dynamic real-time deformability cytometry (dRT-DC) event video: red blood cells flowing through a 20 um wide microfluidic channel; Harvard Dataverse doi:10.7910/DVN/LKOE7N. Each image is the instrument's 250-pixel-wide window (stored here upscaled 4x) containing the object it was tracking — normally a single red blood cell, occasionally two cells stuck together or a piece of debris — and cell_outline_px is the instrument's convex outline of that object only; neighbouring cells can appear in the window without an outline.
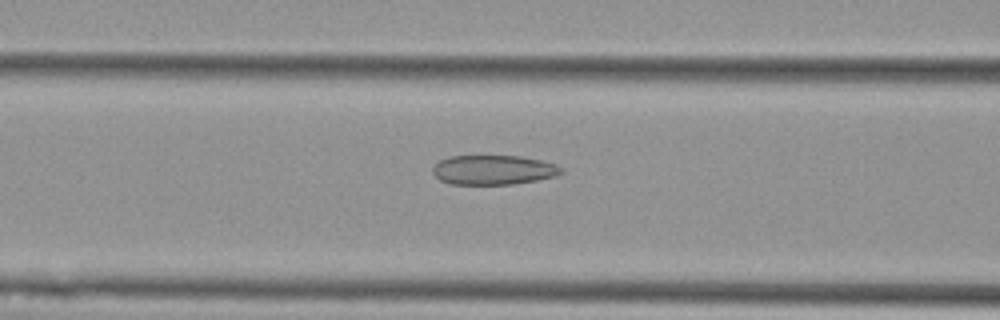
{"species": "Egyptian fruit bat (a non-hibernating species)", "species_latin": "Rousettus aegyptiacus", "temperature_condition": "cold", "stored_images_in_passage": 55, "camera_frame_rate_fps": 3000, "um_per_image_px": 0.085, "animal": {"sex": "female"}, "frame": {"image": 1, "passage_image": 22, "time_ms": 7.0, "image_size_px": [1000, 320], "cell_outline_px": [[564, 172], [556, 176], [536, 180], [512, 184], [452, 184], [440, 180], [432, 172], [432, 168], [440, 160], [452, 156], [520, 156], [540, 160], [556, 164], [564, 168]], "centroid_in_image_um": [41.97, 14.44], "position_along_channel_um": 124.6, "area_um2": 22.08}}
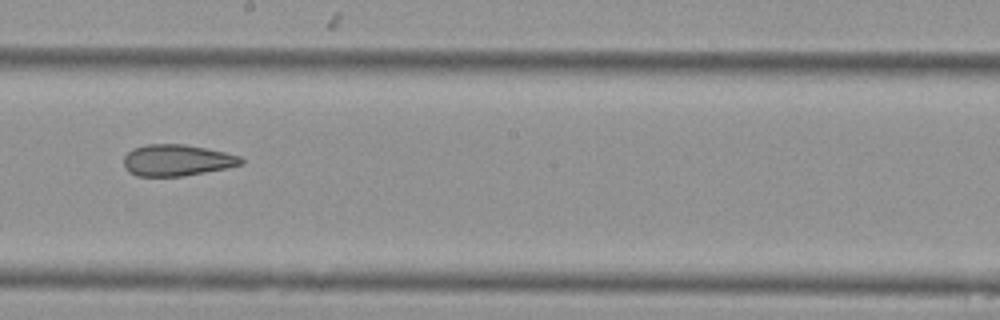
{"frame": {"image": 2, "passage_image": 31, "time_ms": 10.0, "image_size_px": [1000, 320], "cell_outline_px": [[244, 164], [184, 176], [136, 176], [128, 172], [124, 168], [124, 156], [132, 148], [148, 144], [184, 144], [224, 152], [240, 156], [244, 160]], "centroid_in_image_um": [15.0, 13.62], "position_along_channel_um": 233.2, "area_um2": 21.44}}
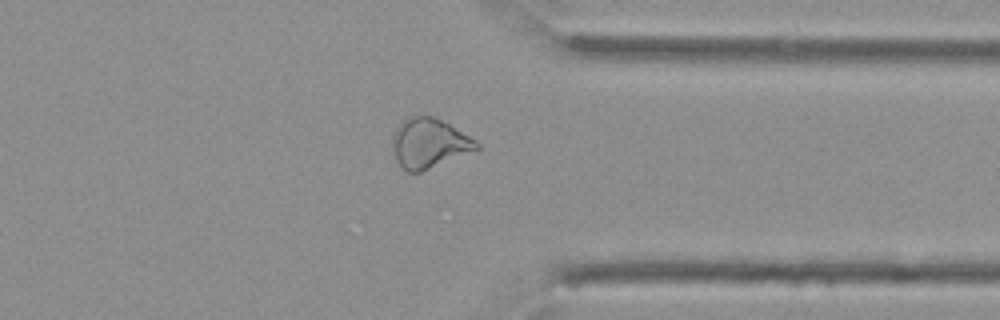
{"frame": {"image": 3, "passage_image": 43, "time_ms": 14.0, "image_size_px": [1000, 320], "cell_outline_px": [[480, 148], [420, 172], [408, 172], [396, 160], [392, 140], [392, 136], [396, 128], [408, 116], [432, 116], [448, 124], [476, 140], [480, 144]], "centroid_in_image_um": [36.46, 12.17], "position_along_channel_um": 374.9, "area_um2": 23.81}, "authors_computed_cell_mechanics": {"area_um2": 25.721, "velocity_mm_per_s": 3.6328, "shape_relaxation_time_tau1_ms": null, "shape_relaxation_time_tau2_ms": 4.9847, "deformation_change_tau1": null, "deformation_change_tau2": 0.1339}}